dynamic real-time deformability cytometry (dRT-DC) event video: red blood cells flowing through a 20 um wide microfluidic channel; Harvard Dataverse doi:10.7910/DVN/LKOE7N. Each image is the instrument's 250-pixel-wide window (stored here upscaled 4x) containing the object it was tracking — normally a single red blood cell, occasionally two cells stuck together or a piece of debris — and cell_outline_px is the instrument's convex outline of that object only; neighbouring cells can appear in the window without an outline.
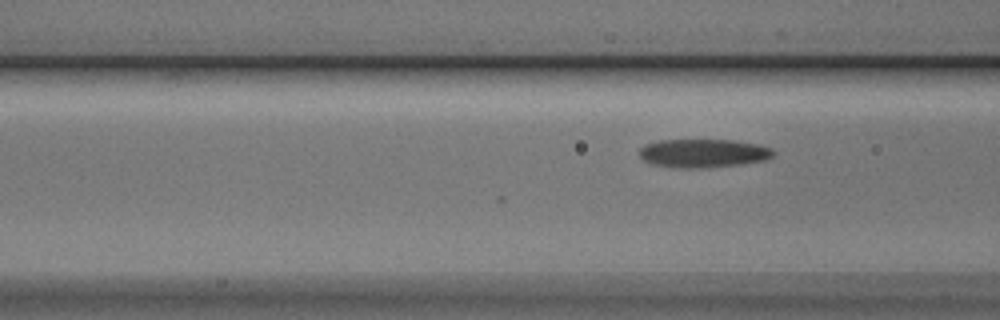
{"species": "Egyptian fruit bat (a non-hibernating species)", "species_latin": "Rousettus aegyptiacus", "temperature_condition": "cold", "stored_images_in_passage": 5, "camera_frame_rate_fps": 3000, "um_per_image_px": 0.085, "animal": {"sex": "male"}, "frame": {"image": 1, "passage_image": 5, "time_ms": 1.333, "image_size_px": [1000, 320], "cell_outline_px": [[776, 152], [772, 156], [764, 160], [740, 164], [700, 168], [680, 168], [652, 164], [644, 160], [640, 156], [640, 148], [644, 144], [660, 140], [732, 140], [760, 144], [772, 148]], "centroid_in_image_um": [59.79, 13.01], "position_along_channel_um": 106.8, "area_um2": 22.25}}